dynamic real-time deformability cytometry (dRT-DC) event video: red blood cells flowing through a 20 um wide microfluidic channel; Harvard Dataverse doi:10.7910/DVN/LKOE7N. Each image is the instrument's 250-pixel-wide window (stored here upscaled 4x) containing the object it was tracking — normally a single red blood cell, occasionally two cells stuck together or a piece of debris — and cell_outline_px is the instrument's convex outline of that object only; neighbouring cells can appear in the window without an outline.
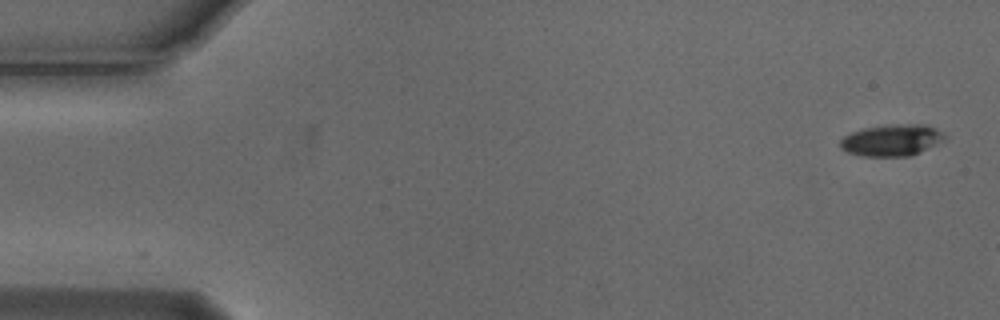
{"species": "Egyptian fruit bat (a non-hibernating species)", "species_latin": "Rousettus aegyptiacus", "temperature_condition": "cold", "stored_images_in_passage": 14, "camera_frame_rate_fps": 3000, "um_per_image_px": 0.085, "animal": {"sex": "male"}, "frame": {"image": 1, "passage_image": 1, "time_ms": 0.0, "image_size_px": [1000, 320], "cell_outline_px": [[948, 136], [920, 152], [912, 156], [864, 156], [848, 152], [840, 148], [840, 140], [844, 136], [852, 132], [864, 128], [896, 124], [924, 124]], "centroid_in_image_um": [75.75, 11.92], "position_along_channel_um": 9.2, "area_um2": 18.84}}